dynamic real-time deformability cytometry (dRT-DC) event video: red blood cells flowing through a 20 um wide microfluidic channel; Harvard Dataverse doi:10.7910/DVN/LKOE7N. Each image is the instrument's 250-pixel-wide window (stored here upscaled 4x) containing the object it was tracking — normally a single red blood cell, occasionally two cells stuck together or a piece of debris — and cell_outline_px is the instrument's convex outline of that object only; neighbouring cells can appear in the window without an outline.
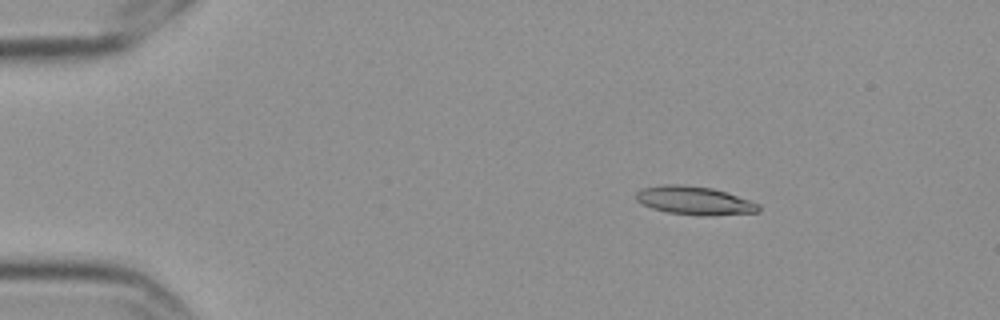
{"species": "Egyptian fruit bat (a non-hibernating species)", "species_latin": "Rousettus aegyptiacus", "temperature_condition": "cold", "stored_images_in_passage": 3, "camera_frame_rate_fps": 3000, "um_per_image_px": 0.085, "frame": {"image": 1, "passage_image": 1, "time_ms": 0.0, "image_size_px": [1000, 320], "cell_outline_px": [[760, 208], [756, 212], [708, 216], [668, 212], [652, 208], [640, 204], [636, 200], [636, 192], [644, 188], [664, 184], [680, 184], [712, 188], [760, 204]], "centroid_in_image_um": [58.99, 17.04], "position_along_channel_um": 26.0, "area_um2": 20.0}}